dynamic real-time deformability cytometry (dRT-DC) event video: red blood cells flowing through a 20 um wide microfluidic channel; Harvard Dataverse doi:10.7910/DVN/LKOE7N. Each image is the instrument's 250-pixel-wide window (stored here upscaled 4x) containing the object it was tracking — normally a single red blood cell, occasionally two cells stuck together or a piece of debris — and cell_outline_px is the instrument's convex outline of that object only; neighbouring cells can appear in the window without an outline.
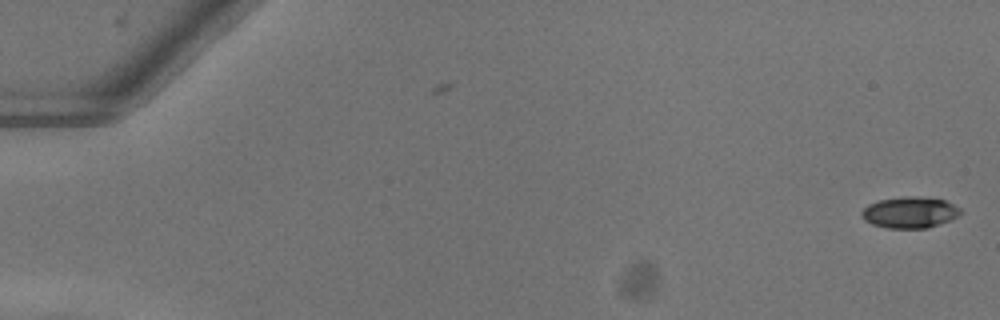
{"species": "common noctule bat (a hibernating species)", "species_latin": "Nyctalus noctula", "temperature_condition": "warm", "stored_images_in_passage": 17, "camera_frame_rate_fps": 3000, "um_per_image_px": 0.085, "animal": {"sex": "female"}, "frame": {"image": 1, "passage_image": 1, "time_ms": 0.0, "image_size_px": [1000, 320], "cell_outline_px": [[964, 212], [948, 220], [928, 228], [888, 228], [872, 224], [864, 220], [860, 216], [860, 212], [868, 204], [880, 200], [904, 196], [916, 196], [944, 200], [960, 208]], "centroid_in_image_um": [77.3, 18.05], "position_along_channel_um": 7.7, "area_um2": 17.92}}
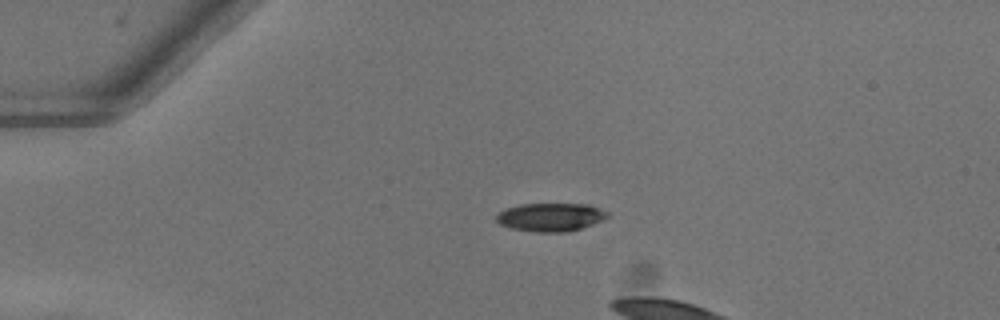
{"frame": {"image": 2, "passage_image": 13, "time_ms": 4.0, "image_size_px": [1000, 320], "cell_outline_px": [[608, 216], [604, 220], [568, 232], [536, 232], [512, 228], [500, 224], [496, 220], [496, 216], [504, 208], [520, 204], [588, 204], [608, 212]], "centroid_in_image_um": [46.79, 18.45], "position_along_channel_um": 38.2, "area_um2": 18.26}}